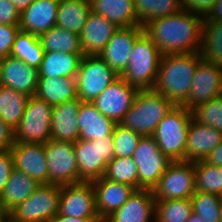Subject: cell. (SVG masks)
I'll return each mask as SVG.
<instances>
[{
	"instance_id": "obj_10",
	"label": "cell",
	"mask_w": 222,
	"mask_h": 222,
	"mask_svg": "<svg viewBox=\"0 0 222 222\" xmlns=\"http://www.w3.org/2000/svg\"><path fill=\"white\" fill-rule=\"evenodd\" d=\"M132 158L138 170V190H152L172 162L152 136H142Z\"/></svg>"
},
{
	"instance_id": "obj_46",
	"label": "cell",
	"mask_w": 222,
	"mask_h": 222,
	"mask_svg": "<svg viewBox=\"0 0 222 222\" xmlns=\"http://www.w3.org/2000/svg\"><path fill=\"white\" fill-rule=\"evenodd\" d=\"M13 143V130L0 119V151L9 150Z\"/></svg>"
},
{
	"instance_id": "obj_24",
	"label": "cell",
	"mask_w": 222,
	"mask_h": 222,
	"mask_svg": "<svg viewBox=\"0 0 222 222\" xmlns=\"http://www.w3.org/2000/svg\"><path fill=\"white\" fill-rule=\"evenodd\" d=\"M221 141L222 131L200 124L192 118L187 135L186 161L205 160Z\"/></svg>"
},
{
	"instance_id": "obj_23",
	"label": "cell",
	"mask_w": 222,
	"mask_h": 222,
	"mask_svg": "<svg viewBox=\"0 0 222 222\" xmlns=\"http://www.w3.org/2000/svg\"><path fill=\"white\" fill-rule=\"evenodd\" d=\"M82 101L75 99L52 107L51 139L75 142L79 139L77 115Z\"/></svg>"
},
{
	"instance_id": "obj_19",
	"label": "cell",
	"mask_w": 222,
	"mask_h": 222,
	"mask_svg": "<svg viewBox=\"0 0 222 222\" xmlns=\"http://www.w3.org/2000/svg\"><path fill=\"white\" fill-rule=\"evenodd\" d=\"M92 184L96 211L99 218L104 219L124 205L136 190L131 185L110 181L103 176Z\"/></svg>"
},
{
	"instance_id": "obj_12",
	"label": "cell",
	"mask_w": 222,
	"mask_h": 222,
	"mask_svg": "<svg viewBox=\"0 0 222 222\" xmlns=\"http://www.w3.org/2000/svg\"><path fill=\"white\" fill-rule=\"evenodd\" d=\"M50 184L69 185L79 183V169L74 153V142L56 141L44 143Z\"/></svg>"
},
{
	"instance_id": "obj_3",
	"label": "cell",
	"mask_w": 222,
	"mask_h": 222,
	"mask_svg": "<svg viewBox=\"0 0 222 222\" xmlns=\"http://www.w3.org/2000/svg\"><path fill=\"white\" fill-rule=\"evenodd\" d=\"M175 104L154 90H139L120 122L142 136H152L158 124Z\"/></svg>"
},
{
	"instance_id": "obj_47",
	"label": "cell",
	"mask_w": 222,
	"mask_h": 222,
	"mask_svg": "<svg viewBox=\"0 0 222 222\" xmlns=\"http://www.w3.org/2000/svg\"><path fill=\"white\" fill-rule=\"evenodd\" d=\"M211 165L222 167V141L205 159Z\"/></svg>"
},
{
	"instance_id": "obj_37",
	"label": "cell",
	"mask_w": 222,
	"mask_h": 222,
	"mask_svg": "<svg viewBox=\"0 0 222 222\" xmlns=\"http://www.w3.org/2000/svg\"><path fill=\"white\" fill-rule=\"evenodd\" d=\"M192 212L190 198L155 202V222H186Z\"/></svg>"
},
{
	"instance_id": "obj_1",
	"label": "cell",
	"mask_w": 222,
	"mask_h": 222,
	"mask_svg": "<svg viewBox=\"0 0 222 222\" xmlns=\"http://www.w3.org/2000/svg\"><path fill=\"white\" fill-rule=\"evenodd\" d=\"M204 18L189 11L151 20L143 26L144 33L162 55L200 52Z\"/></svg>"
},
{
	"instance_id": "obj_44",
	"label": "cell",
	"mask_w": 222,
	"mask_h": 222,
	"mask_svg": "<svg viewBox=\"0 0 222 222\" xmlns=\"http://www.w3.org/2000/svg\"><path fill=\"white\" fill-rule=\"evenodd\" d=\"M0 24H20V13L10 0H0Z\"/></svg>"
},
{
	"instance_id": "obj_49",
	"label": "cell",
	"mask_w": 222,
	"mask_h": 222,
	"mask_svg": "<svg viewBox=\"0 0 222 222\" xmlns=\"http://www.w3.org/2000/svg\"><path fill=\"white\" fill-rule=\"evenodd\" d=\"M208 21H222V0H217L213 11L206 17Z\"/></svg>"
},
{
	"instance_id": "obj_4",
	"label": "cell",
	"mask_w": 222,
	"mask_h": 222,
	"mask_svg": "<svg viewBox=\"0 0 222 222\" xmlns=\"http://www.w3.org/2000/svg\"><path fill=\"white\" fill-rule=\"evenodd\" d=\"M161 57L158 47L143 32L136 39L128 65L120 77L139 90H153Z\"/></svg>"
},
{
	"instance_id": "obj_16",
	"label": "cell",
	"mask_w": 222,
	"mask_h": 222,
	"mask_svg": "<svg viewBox=\"0 0 222 222\" xmlns=\"http://www.w3.org/2000/svg\"><path fill=\"white\" fill-rule=\"evenodd\" d=\"M9 150L14 169L26 173L39 184H50L44 143H13Z\"/></svg>"
},
{
	"instance_id": "obj_25",
	"label": "cell",
	"mask_w": 222,
	"mask_h": 222,
	"mask_svg": "<svg viewBox=\"0 0 222 222\" xmlns=\"http://www.w3.org/2000/svg\"><path fill=\"white\" fill-rule=\"evenodd\" d=\"M79 139L108 138L113 134L116 123L103 115L91 102H82L77 115Z\"/></svg>"
},
{
	"instance_id": "obj_36",
	"label": "cell",
	"mask_w": 222,
	"mask_h": 222,
	"mask_svg": "<svg viewBox=\"0 0 222 222\" xmlns=\"http://www.w3.org/2000/svg\"><path fill=\"white\" fill-rule=\"evenodd\" d=\"M195 191L222 196V167L205 160L194 162Z\"/></svg>"
},
{
	"instance_id": "obj_6",
	"label": "cell",
	"mask_w": 222,
	"mask_h": 222,
	"mask_svg": "<svg viewBox=\"0 0 222 222\" xmlns=\"http://www.w3.org/2000/svg\"><path fill=\"white\" fill-rule=\"evenodd\" d=\"M113 134L108 138L74 142V153L79 169V183L100 179L107 164L114 158Z\"/></svg>"
},
{
	"instance_id": "obj_32",
	"label": "cell",
	"mask_w": 222,
	"mask_h": 222,
	"mask_svg": "<svg viewBox=\"0 0 222 222\" xmlns=\"http://www.w3.org/2000/svg\"><path fill=\"white\" fill-rule=\"evenodd\" d=\"M29 96L12 88L0 86V119L14 130L24 114Z\"/></svg>"
},
{
	"instance_id": "obj_8",
	"label": "cell",
	"mask_w": 222,
	"mask_h": 222,
	"mask_svg": "<svg viewBox=\"0 0 222 222\" xmlns=\"http://www.w3.org/2000/svg\"><path fill=\"white\" fill-rule=\"evenodd\" d=\"M52 107L36 96L29 97L21 121L13 130L14 143H46L50 140Z\"/></svg>"
},
{
	"instance_id": "obj_11",
	"label": "cell",
	"mask_w": 222,
	"mask_h": 222,
	"mask_svg": "<svg viewBox=\"0 0 222 222\" xmlns=\"http://www.w3.org/2000/svg\"><path fill=\"white\" fill-rule=\"evenodd\" d=\"M152 192L156 200L191 198L195 192L194 162L172 161Z\"/></svg>"
},
{
	"instance_id": "obj_28",
	"label": "cell",
	"mask_w": 222,
	"mask_h": 222,
	"mask_svg": "<svg viewBox=\"0 0 222 222\" xmlns=\"http://www.w3.org/2000/svg\"><path fill=\"white\" fill-rule=\"evenodd\" d=\"M83 53L44 52L39 77L76 78Z\"/></svg>"
},
{
	"instance_id": "obj_38",
	"label": "cell",
	"mask_w": 222,
	"mask_h": 222,
	"mask_svg": "<svg viewBox=\"0 0 222 222\" xmlns=\"http://www.w3.org/2000/svg\"><path fill=\"white\" fill-rule=\"evenodd\" d=\"M103 177L138 190V170L132 157H114L107 164Z\"/></svg>"
},
{
	"instance_id": "obj_42",
	"label": "cell",
	"mask_w": 222,
	"mask_h": 222,
	"mask_svg": "<svg viewBox=\"0 0 222 222\" xmlns=\"http://www.w3.org/2000/svg\"><path fill=\"white\" fill-rule=\"evenodd\" d=\"M19 31V26L0 24V55L2 57L10 56L12 45Z\"/></svg>"
},
{
	"instance_id": "obj_40",
	"label": "cell",
	"mask_w": 222,
	"mask_h": 222,
	"mask_svg": "<svg viewBox=\"0 0 222 222\" xmlns=\"http://www.w3.org/2000/svg\"><path fill=\"white\" fill-rule=\"evenodd\" d=\"M191 113L196 122L222 131V96L195 106Z\"/></svg>"
},
{
	"instance_id": "obj_29",
	"label": "cell",
	"mask_w": 222,
	"mask_h": 222,
	"mask_svg": "<svg viewBox=\"0 0 222 222\" xmlns=\"http://www.w3.org/2000/svg\"><path fill=\"white\" fill-rule=\"evenodd\" d=\"M91 11L106 17L118 27L139 26L133 0H90Z\"/></svg>"
},
{
	"instance_id": "obj_15",
	"label": "cell",
	"mask_w": 222,
	"mask_h": 222,
	"mask_svg": "<svg viewBox=\"0 0 222 222\" xmlns=\"http://www.w3.org/2000/svg\"><path fill=\"white\" fill-rule=\"evenodd\" d=\"M222 96V67L202 60L196 69L188 99L182 104L191 110L195 106Z\"/></svg>"
},
{
	"instance_id": "obj_27",
	"label": "cell",
	"mask_w": 222,
	"mask_h": 222,
	"mask_svg": "<svg viewBox=\"0 0 222 222\" xmlns=\"http://www.w3.org/2000/svg\"><path fill=\"white\" fill-rule=\"evenodd\" d=\"M26 173L13 169L8 182L0 194V207L8 213L16 205L25 201L40 186Z\"/></svg>"
},
{
	"instance_id": "obj_2",
	"label": "cell",
	"mask_w": 222,
	"mask_h": 222,
	"mask_svg": "<svg viewBox=\"0 0 222 222\" xmlns=\"http://www.w3.org/2000/svg\"><path fill=\"white\" fill-rule=\"evenodd\" d=\"M201 52L162 55L154 91L167 97L175 105H182L189 97Z\"/></svg>"
},
{
	"instance_id": "obj_7",
	"label": "cell",
	"mask_w": 222,
	"mask_h": 222,
	"mask_svg": "<svg viewBox=\"0 0 222 222\" xmlns=\"http://www.w3.org/2000/svg\"><path fill=\"white\" fill-rule=\"evenodd\" d=\"M61 186L41 184L25 201L7 213L14 222H48L58 214Z\"/></svg>"
},
{
	"instance_id": "obj_17",
	"label": "cell",
	"mask_w": 222,
	"mask_h": 222,
	"mask_svg": "<svg viewBox=\"0 0 222 222\" xmlns=\"http://www.w3.org/2000/svg\"><path fill=\"white\" fill-rule=\"evenodd\" d=\"M143 32L142 25L119 27L99 56L120 76L128 65L136 39Z\"/></svg>"
},
{
	"instance_id": "obj_45",
	"label": "cell",
	"mask_w": 222,
	"mask_h": 222,
	"mask_svg": "<svg viewBox=\"0 0 222 222\" xmlns=\"http://www.w3.org/2000/svg\"><path fill=\"white\" fill-rule=\"evenodd\" d=\"M13 169V158L10 150L0 151V194L5 188Z\"/></svg>"
},
{
	"instance_id": "obj_41",
	"label": "cell",
	"mask_w": 222,
	"mask_h": 222,
	"mask_svg": "<svg viewBox=\"0 0 222 222\" xmlns=\"http://www.w3.org/2000/svg\"><path fill=\"white\" fill-rule=\"evenodd\" d=\"M142 135L116 123L113 130L114 157H132Z\"/></svg>"
},
{
	"instance_id": "obj_22",
	"label": "cell",
	"mask_w": 222,
	"mask_h": 222,
	"mask_svg": "<svg viewBox=\"0 0 222 222\" xmlns=\"http://www.w3.org/2000/svg\"><path fill=\"white\" fill-rule=\"evenodd\" d=\"M60 0H35L20 14V31L40 36L56 26Z\"/></svg>"
},
{
	"instance_id": "obj_18",
	"label": "cell",
	"mask_w": 222,
	"mask_h": 222,
	"mask_svg": "<svg viewBox=\"0 0 222 222\" xmlns=\"http://www.w3.org/2000/svg\"><path fill=\"white\" fill-rule=\"evenodd\" d=\"M39 72L21 59L3 57L0 68V86L12 88L27 96H35L38 86Z\"/></svg>"
},
{
	"instance_id": "obj_14",
	"label": "cell",
	"mask_w": 222,
	"mask_h": 222,
	"mask_svg": "<svg viewBox=\"0 0 222 222\" xmlns=\"http://www.w3.org/2000/svg\"><path fill=\"white\" fill-rule=\"evenodd\" d=\"M58 214L67 217L99 218L92 182L62 185Z\"/></svg>"
},
{
	"instance_id": "obj_34",
	"label": "cell",
	"mask_w": 222,
	"mask_h": 222,
	"mask_svg": "<svg viewBox=\"0 0 222 222\" xmlns=\"http://www.w3.org/2000/svg\"><path fill=\"white\" fill-rule=\"evenodd\" d=\"M200 52L204 61L222 67V21L204 18Z\"/></svg>"
},
{
	"instance_id": "obj_13",
	"label": "cell",
	"mask_w": 222,
	"mask_h": 222,
	"mask_svg": "<svg viewBox=\"0 0 222 222\" xmlns=\"http://www.w3.org/2000/svg\"><path fill=\"white\" fill-rule=\"evenodd\" d=\"M139 89L118 77L91 103L106 117L120 123L129 111Z\"/></svg>"
},
{
	"instance_id": "obj_54",
	"label": "cell",
	"mask_w": 222,
	"mask_h": 222,
	"mask_svg": "<svg viewBox=\"0 0 222 222\" xmlns=\"http://www.w3.org/2000/svg\"><path fill=\"white\" fill-rule=\"evenodd\" d=\"M2 222H14L8 216Z\"/></svg>"
},
{
	"instance_id": "obj_5",
	"label": "cell",
	"mask_w": 222,
	"mask_h": 222,
	"mask_svg": "<svg viewBox=\"0 0 222 222\" xmlns=\"http://www.w3.org/2000/svg\"><path fill=\"white\" fill-rule=\"evenodd\" d=\"M191 119V110L183 105H175L152 135L161 152L171 161H186L187 135Z\"/></svg>"
},
{
	"instance_id": "obj_39",
	"label": "cell",
	"mask_w": 222,
	"mask_h": 222,
	"mask_svg": "<svg viewBox=\"0 0 222 222\" xmlns=\"http://www.w3.org/2000/svg\"><path fill=\"white\" fill-rule=\"evenodd\" d=\"M193 212L206 222H219L222 213V196L195 191L191 196Z\"/></svg>"
},
{
	"instance_id": "obj_21",
	"label": "cell",
	"mask_w": 222,
	"mask_h": 222,
	"mask_svg": "<svg viewBox=\"0 0 222 222\" xmlns=\"http://www.w3.org/2000/svg\"><path fill=\"white\" fill-rule=\"evenodd\" d=\"M156 199L150 189H139L106 219L108 222H155Z\"/></svg>"
},
{
	"instance_id": "obj_33",
	"label": "cell",
	"mask_w": 222,
	"mask_h": 222,
	"mask_svg": "<svg viewBox=\"0 0 222 222\" xmlns=\"http://www.w3.org/2000/svg\"><path fill=\"white\" fill-rule=\"evenodd\" d=\"M43 55L44 49L38 36L19 31L12 45L10 56L21 59L30 67L39 69Z\"/></svg>"
},
{
	"instance_id": "obj_48",
	"label": "cell",
	"mask_w": 222,
	"mask_h": 222,
	"mask_svg": "<svg viewBox=\"0 0 222 222\" xmlns=\"http://www.w3.org/2000/svg\"><path fill=\"white\" fill-rule=\"evenodd\" d=\"M99 218H79V217H67L60 214H56L48 222H93Z\"/></svg>"
},
{
	"instance_id": "obj_55",
	"label": "cell",
	"mask_w": 222,
	"mask_h": 222,
	"mask_svg": "<svg viewBox=\"0 0 222 222\" xmlns=\"http://www.w3.org/2000/svg\"><path fill=\"white\" fill-rule=\"evenodd\" d=\"M2 60H3V57L0 55V68H1Z\"/></svg>"
},
{
	"instance_id": "obj_31",
	"label": "cell",
	"mask_w": 222,
	"mask_h": 222,
	"mask_svg": "<svg viewBox=\"0 0 222 222\" xmlns=\"http://www.w3.org/2000/svg\"><path fill=\"white\" fill-rule=\"evenodd\" d=\"M44 52L83 53L78 34L53 26L39 37Z\"/></svg>"
},
{
	"instance_id": "obj_53",
	"label": "cell",
	"mask_w": 222,
	"mask_h": 222,
	"mask_svg": "<svg viewBox=\"0 0 222 222\" xmlns=\"http://www.w3.org/2000/svg\"><path fill=\"white\" fill-rule=\"evenodd\" d=\"M93 222H108V220L104 218H99L98 220L93 221Z\"/></svg>"
},
{
	"instance_id": "obj_51",
	"label": "cell",
	"mask_w": 222,
	"mask_h": 222,
	"mask_svg": "<svg viewBox=\"0 0 222 222\" xmlns=\"http://www.w3.org/2000/svg\"><path fill=\"white\" fill-rule=\"evenodd\" d=\"M186 222H206V221L205 219L202 218V216H199L198 214L192 212Z\"/></svg>"
},
{
	"instance_id": "obj_52",
	"label": "cell",
	"mask_w": 222,
	"mask_h": 222,
	"mask_svg": "<svg viewBox=\"0 0 222 222\" xmlns=\"http://www.w3.org/2000/svg\"><path fill=\"white\" fill-rule=\"evenodd\" d=\"M7 217V213L3 211L0 207V222H2Z\"/></svg>"
},
{
	"instance_id": "obj_56",
	"label": "cell",
	"mask_w": 222,
	"mask_h": 222,
	"mask_svg": "<svg viewBox=\"0 0 222 222\" xmlns=\"http://www.w3.org/2000/svg\"><path fill=\"white\" fill-rule=\"evenodd\" d=\"M219 222H222V213H221V216H220V220H219Z\"/></svg>"
},
{
	"instance_id": "obj_43",
	"label": "cell",
	"mask_w": 222,
	"mask_h": 222,
	"mask_svg": "<svg viewBox=\"0 0 222 222\" xmlns=\"http://www.w3.org/2000/svg\"><path fill=\"white\" fill-rule=\"evenodd\" d=\"M180 2L183 10L206 18L213 11L217 0H180Z\"/></svg>"
},
{
	"instance_id": "obj_50",
	"label": "cell",
	"mask_w": 222,
	"mask_h": 222,
	"mask_svg": "<svg viewBox=\"0 0 222 222\" xmlns=\"http://www.w3.org/2000/svg\"><path fill=\"white\" fill-rule=\"evenodd\" d=\"M15 8L21 14L25 9H27L35 0H10Z\"/></svg>"
},
{
	"instance_id": "obj_35",
	"label": "cell",
	"mask_w": 222,
	"mask_h": 222,
	"mask_svg": "<svg viewBox=\"0 0 222 222\" xmlns=\"http://www.w3.org/2000/svg\"><path fill=\"white\" fill-rule=\"evenodd\" d=\"M136 17L144 26L151 20L183 10L180 0H133Z\"/></svg>"
},
{
	"instance_id": "obj_9",
	"label": "cell",
	"mask_w": 222,
	"mask_h": 222,
	"mask_svg": "<svg viewBox=\"0 0 222 222\" xmlns=\"http://www.w3.org/2000/svg\"><path fill=\"white\" fill-rule=\"evenodd\" d=\"M118 77L99 55H84L76 76L78 99L92 102Z\"/></svg>"
},
{
	"instance_id": "obj_30",
	"label": "cell",
	"mask_w": 222,
	"mask_h": 222,
	"mask_svg": "<svg viewBox=\"0 0 222 222\" xmlns=\"http://www.w3.org/2000/svg\"><path fill=\"white\" fill-rule=\"evenodd\" d=\"M90 12V0H60L56 26L80 35Z\"/></svg>"
},
{
	"instance_id": "obj_20",
	"label": "cell",
	"mask_w": 222,
	"mask_h": 222,
	"mask_svg": "<svg viewBox=\"0 0 222 222\" xmlns=\"http://www.w3.org/2000/svg\"><path fill=\"white\" fill-rule=\"evenodd\" d=\"M118 28L106 17L91 11L79 35L83 54L99 55Z\"/></svg>"
},
{
	"instance_id": "obj_26",
	"label": "cell",
	"mask_w": 222,
	"mask_h": 222,
	"mask_svg": "<svg viewBox=\"0 0 222 222\" xmlns=\"http://www.w3.org/2000/svg\"><path fill=\"white\" fill-rule=\"evenodd\" d=\"M35 96L51 106L78 99L76 78L39 77Z\"/></svg>"
}]
</instances>
